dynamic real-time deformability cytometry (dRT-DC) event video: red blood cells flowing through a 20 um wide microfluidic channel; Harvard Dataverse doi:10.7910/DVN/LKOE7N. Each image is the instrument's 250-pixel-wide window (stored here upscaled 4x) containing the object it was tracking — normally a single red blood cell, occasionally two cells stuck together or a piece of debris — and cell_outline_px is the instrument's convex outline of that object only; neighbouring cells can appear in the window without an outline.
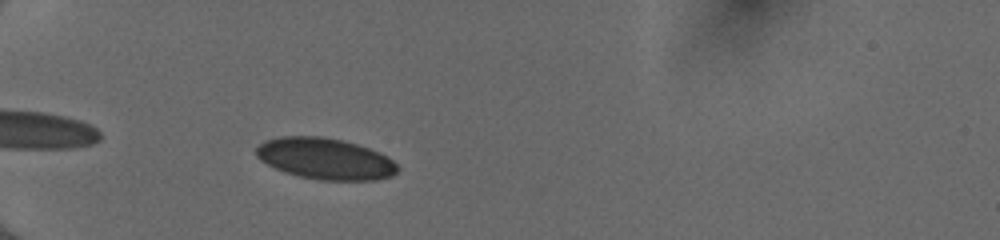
{"species": "human", "species_latin": "Homo sapiens", "temperature_condition": "cold", "stored_images_in_passage": 37, "camera_frame_rate_fps": 3000, "um_per_image_px": 0.085, "donor": {"sex": "female"}, "frame": {"image": 1, "passage_image": 3, "time_ms": 0.667, "image_size_px": [1000, 240], "cell_outline_px": [[400, 168], [392, 176], [376, 180], [320, 180], [300, 176], [284, 172], [260, 160], [256, 156], [256, 148], [264, 140], [280, 136], [324, 136], [344, 140], [380, 152], [392, 160]], "centroid_in_image_um": [27.64, 13.48], "position_along_channel_um": 57.4, "area_um2": 34.1}}
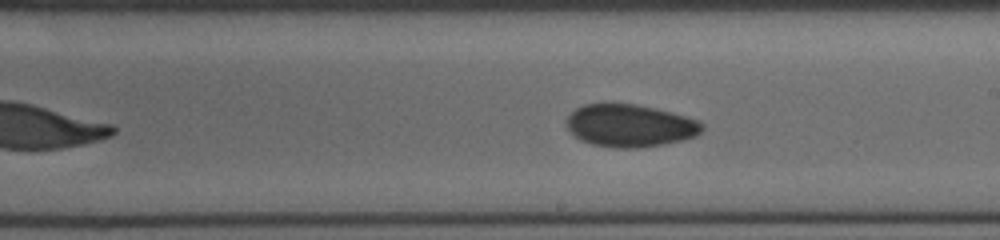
{"frame": {"image": 2, "passage_image": 18, "time_ms": 5.667, "image_size_px": [1000, 240], "cell_outline_px": [[704, 128], [696, 136], [684, 140], [664, 144], [640, 148], [616, 148], [592, 144], [580, 140], [564, 124], [564, 120], [576, 108], [584, 104], [636, 104], [700, 120], [704, 124]], "centroid_in_image_um": [53.54, 10.69], "position_along_channel_um": 235.5, "area_um2": 33.58}}
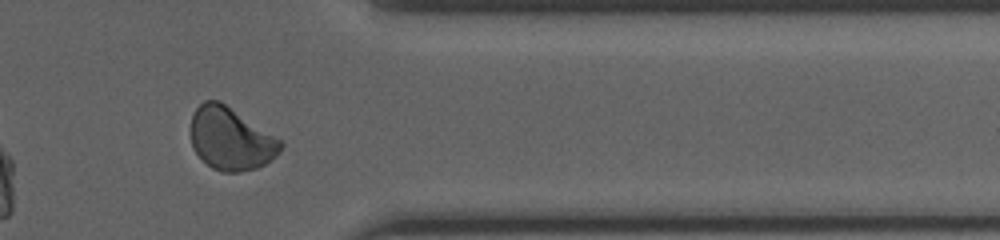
{"frame": {"image": 3, "passage_image": 30, "time_ms": 9.667, "image_size_px": [1000, 240], "cell_outline_px": [[284, 144], [280, 152], [276, 156], [264, 164], [256, 168], [236, 172], [224, 172], [212, 168], [192, 148], [192, 112], [204, 100], [220, 100], [280, 140]], "centroid_in_image_um": [19.61, 11.79], "position_along_channel_um": 391.8, "area_um2": 32.37}, "authors_computed_cell_mechanics": {"area_um2": 33.0616, "velocity_mm_per_s": 4.0365, "shape_relaxation_time_tau1_ms": 8.4323, "shape_relaxation_time_tau2_ms": 8.518, "deformation_change_tau1": 0.1004, "deformation_change_tau2": 0.0884}}